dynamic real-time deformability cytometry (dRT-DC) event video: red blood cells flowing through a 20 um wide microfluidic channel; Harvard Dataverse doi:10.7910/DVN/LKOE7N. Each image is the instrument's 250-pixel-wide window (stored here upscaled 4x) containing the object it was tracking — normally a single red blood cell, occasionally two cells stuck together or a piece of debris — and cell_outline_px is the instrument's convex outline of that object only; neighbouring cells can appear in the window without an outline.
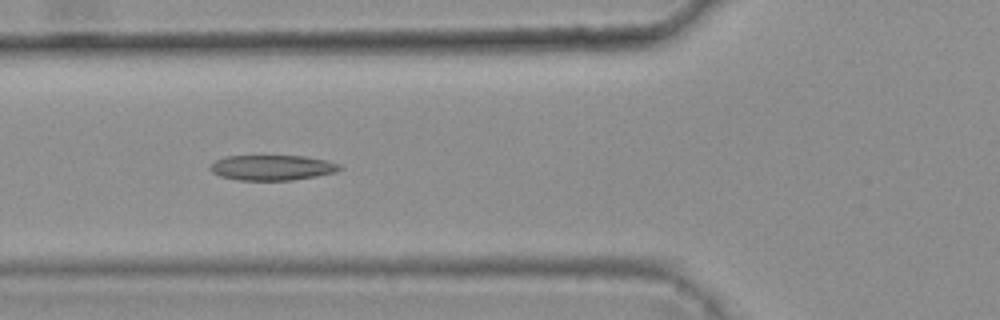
{"species": "common noctule bat (a hibernating species)", "species_latin": "Nyctalus noctula", "temperature_condition": "warm", "stored_images_in_passage": 6, "camera_frame_rate_fps": 3000, "um_per_image_px": 0.085, "animal": {"sex": "female", "body_mass_g": 25.1}, "frame": {"image": 1, "passage_image": 6, "time_ms": 1.667, "image_size_px": [1000, 320], "cell_outline_px": [[344, 168], [336, 172], [316, 176], [292, 180], [240, 180], [220, 176], [212, 172], [212, 164], [216, 160], [224, 156], [304, 156], [324, 160], [340, 164]], "centroid_in_image_um": [23.17, 14.25], "position_along_channel_um": 102.6, "area_um2": 18.9}}